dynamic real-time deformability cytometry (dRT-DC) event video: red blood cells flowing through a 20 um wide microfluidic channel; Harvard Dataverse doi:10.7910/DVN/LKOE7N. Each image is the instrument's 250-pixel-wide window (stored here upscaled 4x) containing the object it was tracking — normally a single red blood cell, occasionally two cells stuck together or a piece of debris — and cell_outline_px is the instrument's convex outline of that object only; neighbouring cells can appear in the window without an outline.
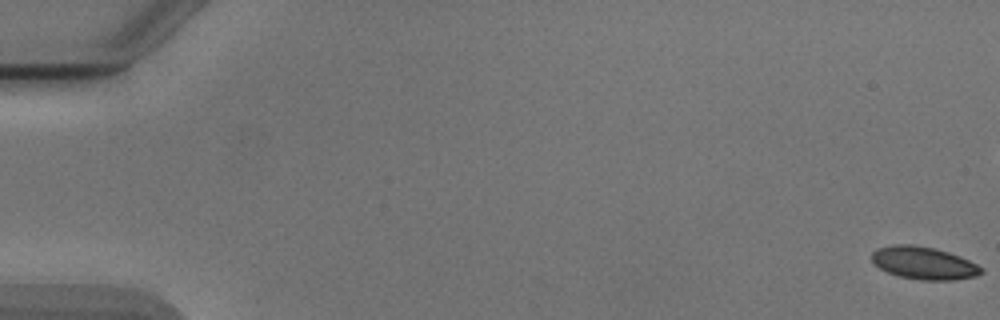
{"species": "Egyptian fruit bat (a non-hibernating species)", "species_latin": "Rousettus aegyptiacus", "temperature_condition": "cold", "stored_images_in_passage": 48, "camera_frame_rate_fps": 3000, "um_per_image_px": 0.085, "animal": {"sex": "male"}, "frame": {"image": 1, "passage_image": 1, "time_ms": 0.0, "image_size_px": [1000, 320], "cell_outline_px": [[984, 272], [976, 276], [956, 280], [920, 280], [896, 276], [880, 268], [872, 260], [872, 252], [876, 248], [896, 244], [912, 244], [932, 248], [948, 252], [960, 256], [976, 264]], "centroid_in_image_um": [78.51, 22.36], "position_along_channel_um": 6.5, "area_um2": 20.75}}
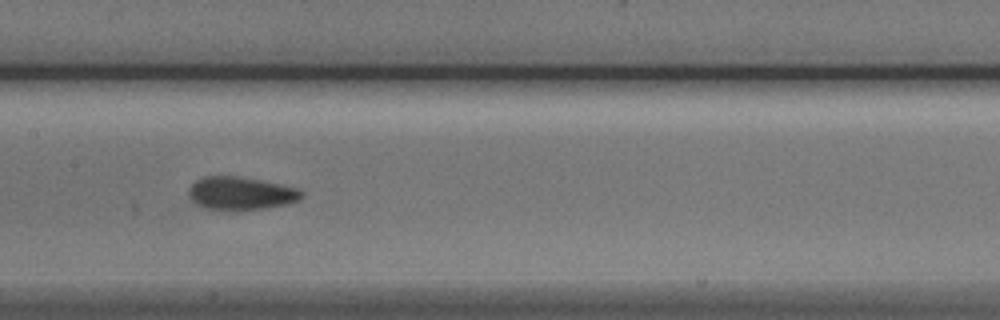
{"frame": {"image": 2, "passage_image": 28, "time_ms": 9.0, "image_size_px": [1000, 320], "cell_outline_px": [[304, 196], [300, 200], [288, 204], [268, 208], [236, 212], [232, 212], [204, 208], [196, 204], [188, 196], [188, 192], [192, 184], [196, 180], [204, 176], [236, 176], [296, 188], [304, 192]], "centroid_in_image_um": [20.45, 16.48], "position_along_channel_um": 186.9, "area_um2": 22.08}}
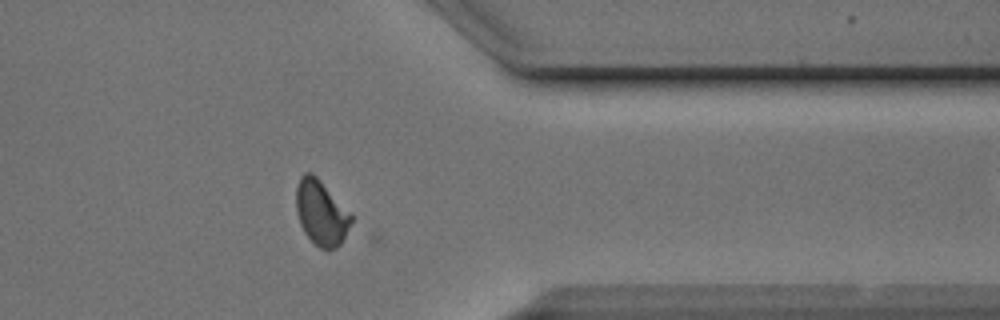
{"frame": {"image": 3, "passage_image": 44, "time_ms": 14.333, "image_size_px": [1000, 320], "cell_outline_px": [[352, 220], [340, 244], [336, 248], [328, 252], [320, 248], [304, 232], [300, 224], [296, 212], [296, 188], [300, 176], [304, 172], [312, 172], [352, 212]], "centroid_in_image_um": [27.3, 18.07], "position_along_channel_um": 384.1, "area_um2": 21.04}}